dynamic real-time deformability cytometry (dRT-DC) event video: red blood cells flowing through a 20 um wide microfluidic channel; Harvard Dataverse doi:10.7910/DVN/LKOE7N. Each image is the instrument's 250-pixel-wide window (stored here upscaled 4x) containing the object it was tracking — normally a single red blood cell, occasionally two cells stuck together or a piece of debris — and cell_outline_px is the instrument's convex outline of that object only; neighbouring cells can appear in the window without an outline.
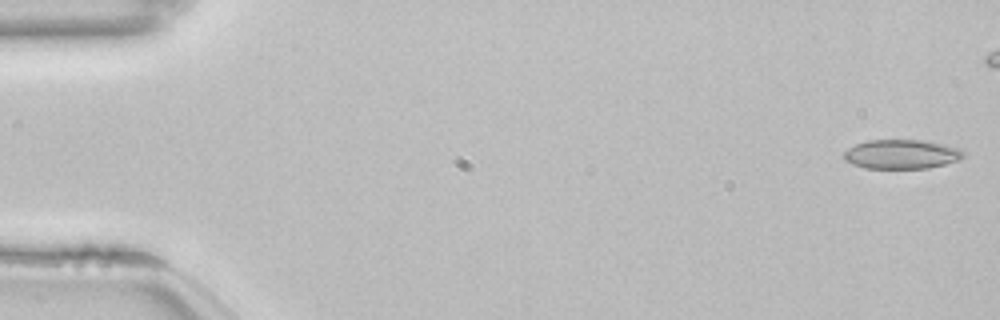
{"species": "common noctule bat (a hibernating species)", "species_latin": "Nyctalus noctula", "temperature_condition": "room temperature", "stored_images_in_passage": 48, "camera_frame_rate_fps": 3000, "um_per_image_px": 0.085, "animal": {"sex": "female", "body_mass_g": 22.7, "forearm_length_mm": 54.2}, "frame": {"image": 1, "passage_image": 1, "time_ms": 0.0, "image_size_px": [1000, 320], "cell_outline_px": [[964, 156], [960, 160], [928, 168], [864, 168], [852, 164], [844, 160], [844, 152], [848, 148], [856, 144], [868, 140], [924, 140], [960, 148], [964, 152]], "centroid_in_image_um": [76.63, 13.11], "position_along_channel_um": 8.4, "area_um2": 20.4}}
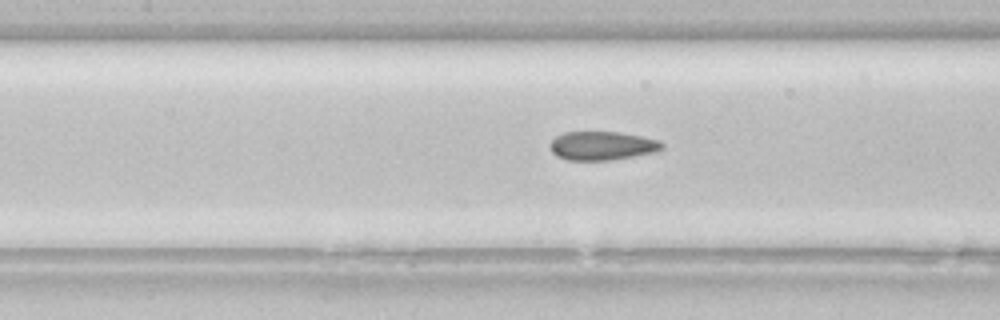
{"frame": {"image": 2, "passage_image": 24, "time_ms": 7.667, "image_size_px": [1000, 320], "cell_outline_px": [[664, 148], [656, 152], [612, 160], [568, 160], [556, 156], [552, 152], [548, 144], [556, 136], [564, 132], [620, 132], [660, 140], [664, 144]], "centroid_in_image_um": [51.19, 12.39], "position_along_channel_um": 156.2, "area_um2": 18.9}}
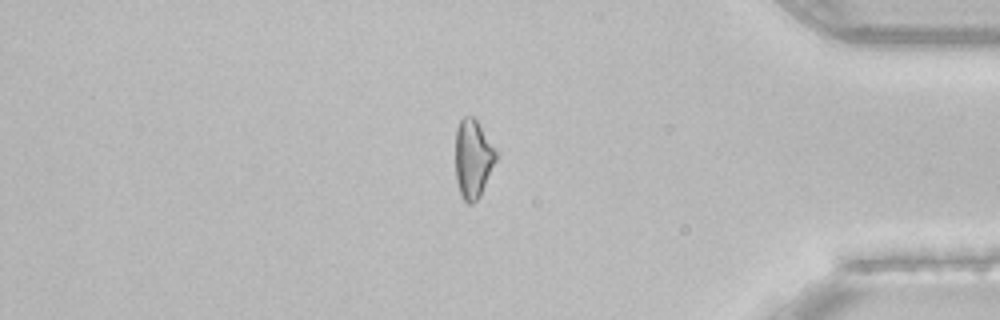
{"frame": {"image": 3, "passage_image": 45, "time_ms": 14.667, "image_size_px": [1000, 320], "cell_outline_px": [[496, 160], [480, 196], [472, 204], [468, 204], [464, 200], [460, 192], [456, 180], [456, 128], [460, 120], [464, 116], [472, 116], [476, 120], [496, 148]], "centroid_in_image_um": [40.2, 13.48], "position_along_channel_um": 395.0, "area_um2": 18.44}, "authors_computed_cell_mechanics": {"area_um2": 18.9295, "velocity_mm_per_s": 3.8493, "shape_relaxation_time_tau1_ms": null, "shape_relaxation_time_tau2_ms": 2.7045, "deformation_change_tau1": null, "deformation_change_tau2": 0.0884}}